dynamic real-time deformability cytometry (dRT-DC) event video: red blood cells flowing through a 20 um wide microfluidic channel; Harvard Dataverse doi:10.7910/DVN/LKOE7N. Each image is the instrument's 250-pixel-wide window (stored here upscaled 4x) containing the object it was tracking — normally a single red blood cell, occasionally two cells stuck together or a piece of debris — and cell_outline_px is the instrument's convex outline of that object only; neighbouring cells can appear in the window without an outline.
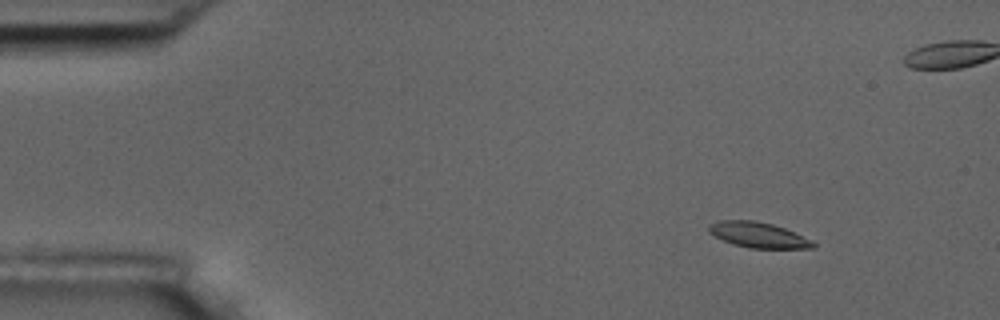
{"species": "common noctule bat (a hibernating species)", "species_latin": "Nyctalus noctula", "temperature_condition": "room temperature", "stored_images_in_passage": 6, "camera_frame_rate_fps": 3000, "um_per_image_px": 0.085, "animal": {"sex": "male", "body_mass_g": 17.5, "forearm_length_mm": 52.3}, "frame": {"image": 1, "passage_image": 2, "time_ms": 1.333, "image_size_px": [1000, 320], "cell_outline_px": [[816, 248], [748, 248], [732, 244], [708, 232], [708, 224], [720, 220], [752, 220], [772, 224], [784, 228], [812, 240], [816, 244]], "centroid_in_image_um": [64.45, 19.97], "position_along_channel_um": 20.6, "area_um2": 15.43}}